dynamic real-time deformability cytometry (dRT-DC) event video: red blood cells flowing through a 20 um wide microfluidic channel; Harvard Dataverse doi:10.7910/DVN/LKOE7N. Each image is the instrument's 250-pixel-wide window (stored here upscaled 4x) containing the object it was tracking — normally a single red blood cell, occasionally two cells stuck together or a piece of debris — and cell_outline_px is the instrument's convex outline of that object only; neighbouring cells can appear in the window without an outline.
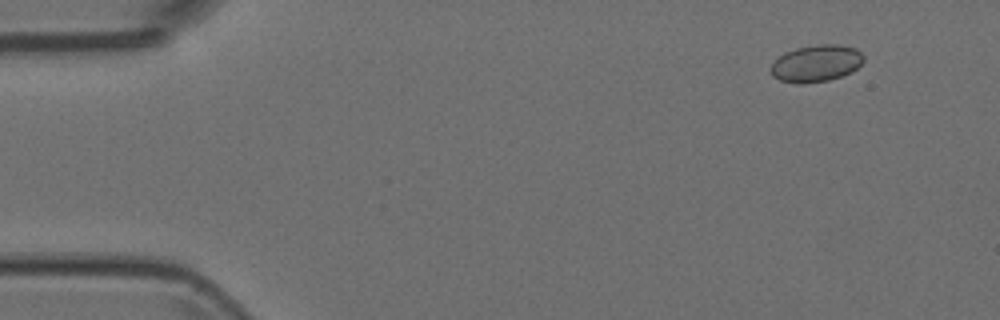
{"species": "Egyptian fruit bat (a non-hibernating species)", "species_latin": "Rousettus aegyptiacus", "temperature_condition": "room temperature", "stored_images_in_passage": 5, "camera_frame_rate_fps": 3000, "um_per_image_px": 0.085, "animal": {"sex": "female"}, "frame": {"image": 1, "passage_image": 1, "time_ms": 0.0, "image_size_px": [1000, 320], "cell_outline_px": [[864, 60], [852, 72], [828, 80], [804, 84], [800, 84], [780, 80], [772, 76], [768, 68], [784, 52], [796, 48], [816, 44], [840, 44], [856, 48], [864, 56]], "centroid_in_image_um": [69.36, 5.38], "position_along_channel_um": 15.6, "area_um2": 20.11}}
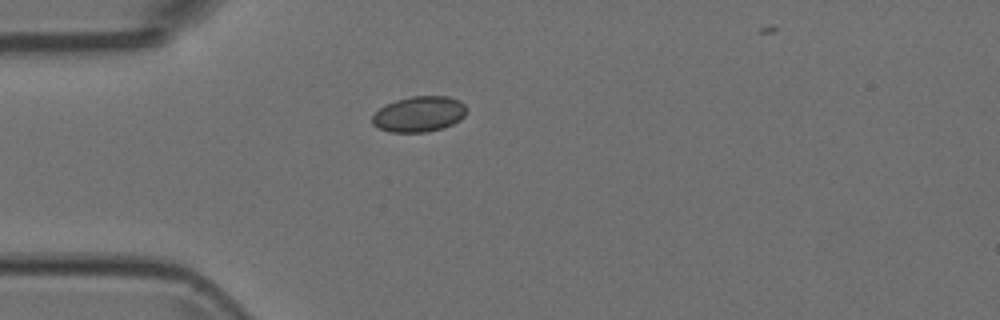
{"frame": {"image": 2, "passage_image": 4, "time_ms": 1.0, "image_size_px": [1000, 320], "cell_outline_px": [[468, 112], [460, 120], [452, 124], [440, 128], [424, 132], [388, 132], [372, 124], [372, 116], [384, 104], [396, 100], [412, 96], [448, 96], [460, 100], [468, 108]], "centroid_in_image_um": [35.64, 9.68], "position_along_channel_um": 49.4, "area_um2": 19.65}}